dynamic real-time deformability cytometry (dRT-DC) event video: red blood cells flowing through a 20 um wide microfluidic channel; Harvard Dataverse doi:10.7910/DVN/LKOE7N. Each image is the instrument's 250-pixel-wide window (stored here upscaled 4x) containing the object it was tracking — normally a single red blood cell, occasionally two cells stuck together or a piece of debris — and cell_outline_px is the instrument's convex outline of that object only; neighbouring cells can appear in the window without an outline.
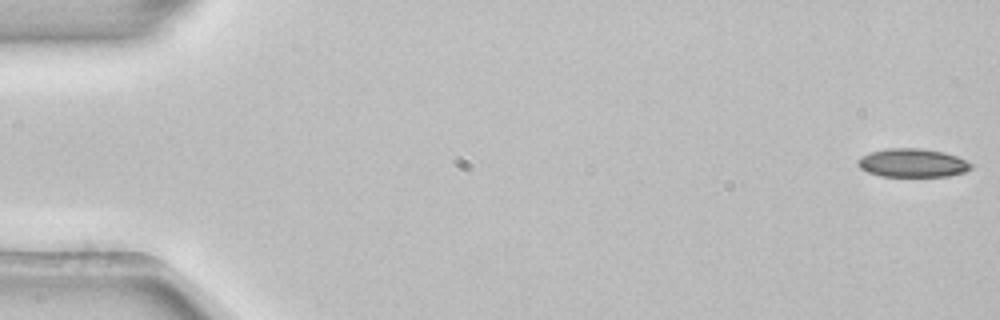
{"species": "common noctule bat (a hibernating species)", "species_latin": "Nyctalus noctula", "temperature_condition": "room temperature", "stored_images_in_passage": 53, "camera_frame_rate_fps": 3000, "um_per_image_px": 0.085, "animal": {"sex": "female", "body_mass_g": 22.7, "forearm_length_mm": 54.2}, "frame": {"image": 1, "passage_image": 1, "time_ms": 0.0, "image_size_px": [1000, 320], "cell_outline_px": [[976, 164], [972, 168], [964, 172], [948, 176], [880, 176], [868, 172], [860, 168], [856, 164], [856, 160], [860, 156], [872, 152], [888, 148], [920, 148], [944, 152], [956, 156]], "centroid_in_image_um": [77.57, 13.85], "position_along_channel_um": 7.4, "area_um2": 18.96}}
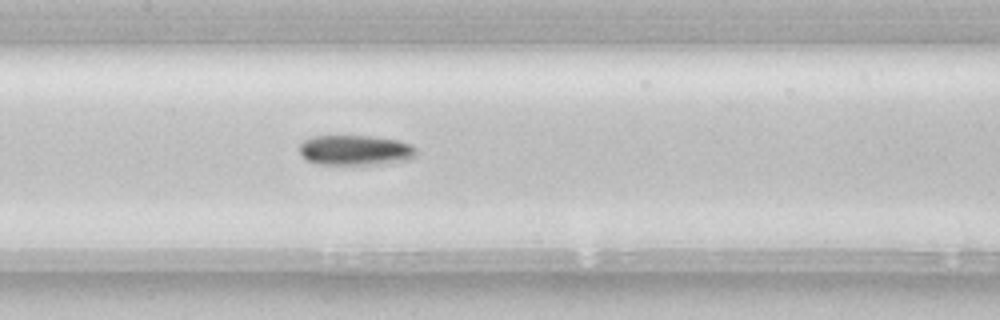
{"frame": {"image": 2, "passage_image": 26, "time_ms": 8.333, "image_size_px": [1000, 320], "cell_outline_px": [[416, 156], [412, 160], [384, 164], [316, 164], [304, 160], [300, 156], [300, 144], [304, 140], [312, 136], [368, 136], [396, 140], [412, 144], [416, 148]], "centroid_in_image_um": [30.21, 12.78], "position_along_channel_um": 177.2, "area_um2": 20.87}}
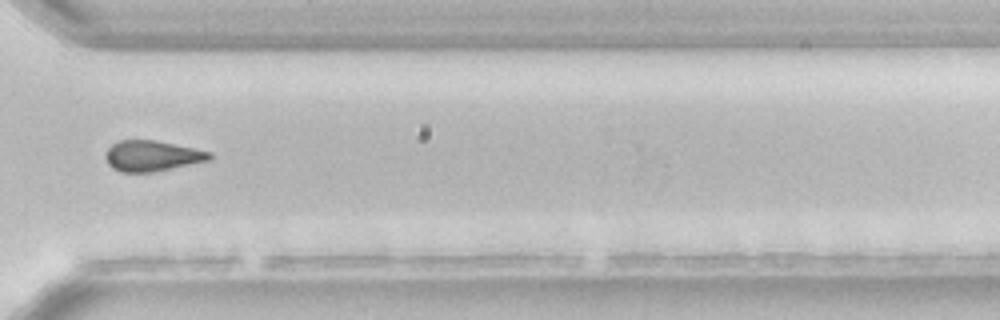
{"frame": {"image": 3, "passage_image": 40, "time_ms": 13.0, "image_size_px": [1000, 320], "cell_outline_px": [[212, 156], [208, 160], [152, 172], [120, 172], [112, 168], [108, 164], [104, 156], [104, 152], [112, 144], [120, 140], [156, 140], [212, 152]], "centroid_in_image_um": [12.86, 13.24], "position_along_channel_um": 357.7, "area_um2": 18.5}}